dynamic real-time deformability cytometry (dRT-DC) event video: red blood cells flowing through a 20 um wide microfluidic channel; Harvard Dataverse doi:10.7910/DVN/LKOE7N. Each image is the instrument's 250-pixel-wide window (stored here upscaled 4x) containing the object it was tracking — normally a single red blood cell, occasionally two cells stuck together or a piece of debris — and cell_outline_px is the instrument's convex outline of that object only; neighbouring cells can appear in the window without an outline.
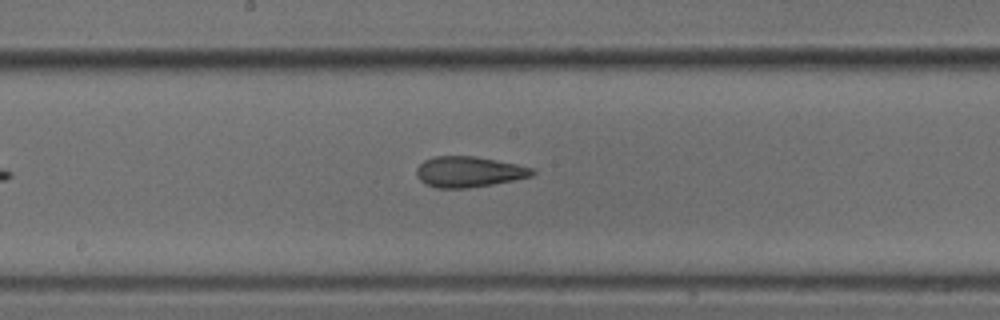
{"species": "common noctule bat (a hibernating species)", "species_latin": "Nyctalus noctula", "temperature_condition": "cold", "stored_images_in_passage": 16, "camera_frame_rate_fps": 3000, "um_per_image_px": 0.085, "animal": {"sex": "male", "body_mass_g": 18.8}, "frame": {"image": 1, "passage_image": 14, "time_ms": 4.333, "image_size_px": [1000, 320], "cell_outline_px": [[536, 172], [532, 176], [492, 184], [468, 188], [436, 188], [420, 180], [416, 176], [416, 168], [424, 160], [436, 156], [476, 156], [516, 164], [532, 168]], "centroid_in_image_um": [39.83, 14.6], "position_along_channel_um": 208.4, "area_um2": 20.58}}